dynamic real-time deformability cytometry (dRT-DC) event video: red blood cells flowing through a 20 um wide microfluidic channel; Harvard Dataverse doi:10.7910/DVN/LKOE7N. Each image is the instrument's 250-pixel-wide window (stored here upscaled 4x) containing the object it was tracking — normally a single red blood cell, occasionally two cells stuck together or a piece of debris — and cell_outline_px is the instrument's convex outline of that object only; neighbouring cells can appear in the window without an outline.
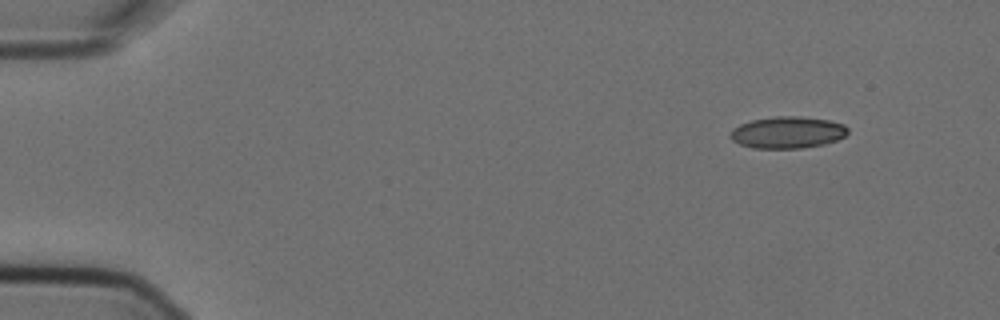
{"species": "Egyptian fruit bat (a non-hibernating species)", "species_latin": "Rousettus aegyptiacus", "temperature_condition": "cold", "stored_images_in_passage": 5, "camera_frame_rate_fps": 3000, "um_per_image_px": 0.085, "animal": {"sex": "female"}, "frame": {"image": 1, "passage_image": 1, "time_ms": 0.0, "image_size_px": [1000, 320], "cell_outline_px": [[848, 132], [844, 136], [836, 140], [824, 144], [800, 148], [752, 148], [740, 144], [732, 140], [728, 136], [732, 128], [740, 124], [752, 120], [776, 116], [800, 116], [828, 120], [844, 124], [848, 128]], "centroid_in_image_um": [66.91, 11.25], "position_along_channel_um": 18.1, "area_um2": 21.79}}
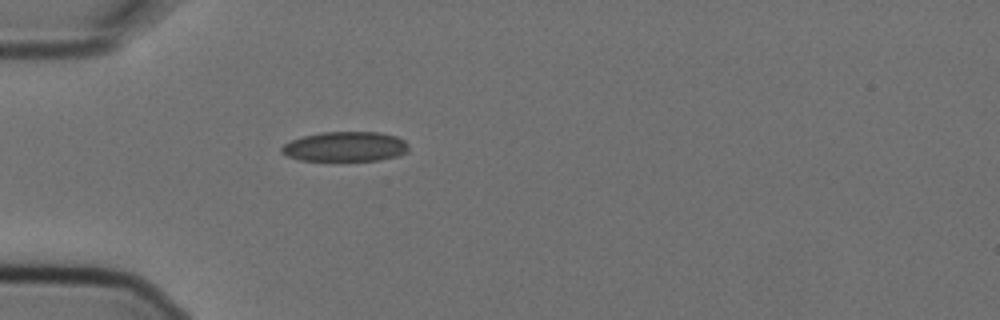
{"frame": {"image": 2, "passage_image": 4, "time_ms": 1.0, "image_size_px": [1000, 320], "cell_outline_px": [[408, 152], [400, 156], [380, 160], [300, 160], [288, 156], [280, 152], [280, 148], [284, 144], [292, 140], [304, 136], [320, 132], [380, 132], [396, 136], [404, 140], [408, 144]], "centroid_in_image_um": [29.38, 12.46], "position_along_channel_um": 55.6, "area_um2": 22.14}}